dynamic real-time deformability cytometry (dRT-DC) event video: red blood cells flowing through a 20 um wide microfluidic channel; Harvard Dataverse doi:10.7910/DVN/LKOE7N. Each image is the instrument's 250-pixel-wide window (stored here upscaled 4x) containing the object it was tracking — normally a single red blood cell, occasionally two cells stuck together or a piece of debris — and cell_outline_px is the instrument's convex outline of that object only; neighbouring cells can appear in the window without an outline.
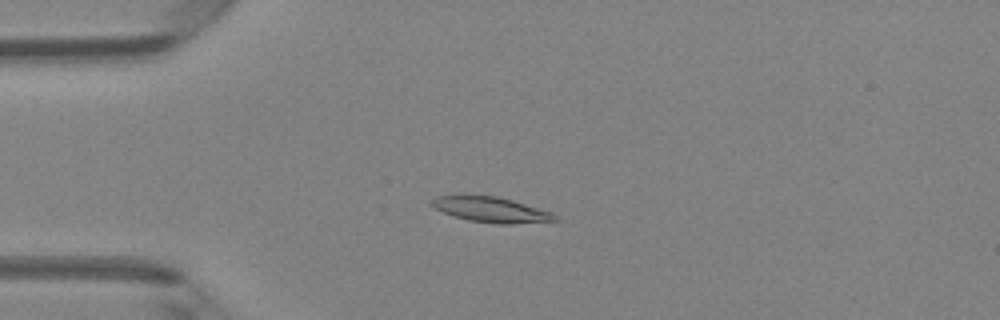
{"species": "Egyptian fruit bat (a non-hibernating species)", "species_latin": "Rousettus aegyptiacus", "temperature_condition": "room temperature", "stored_images_in_passage": 38, "camera_frame_rate_fps": 3000, "um_per_image_px": 0.085, "animal": {"sex": "female"}, "frame": {"image": 1, "passage_image": 2, "time_ms": 0.333, "image_size_px": [1000, 320], "cell_outline_px": [[560, 220], [512, 224], [496, 224], [468, 220], [452, 216], [436, 208], [432, 204], [432, 200], [436, 196], [460, 192], [468, 192], [496, 196], [512, 200], [552, 212]], "centroid_in_image_um": [41.67, 17.77], "position_along_channel_um": 43.3, "area_um2": 18.84}}
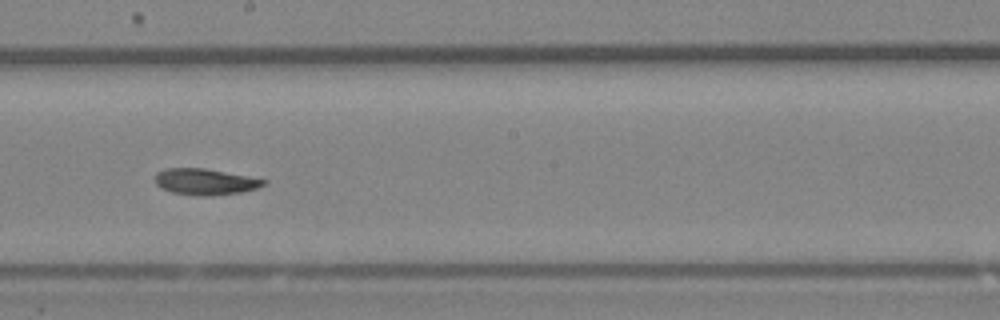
{"frame": {"image": 2, "passage_image": 17, "time_ms": 5.333, "image_size_px": [1000, 320], "cell_outline_px": [[268, 180], [264, 184], [256, 188], [240, 192], [212, 196], [204, 196], [172, 192], [160, 188], [156, 184], [156, 172], [164, 168], [204, 168], [248, 176]], "centroid_in_image_um": [17.41, 15.44], "position_along_channel_um": 230.8, "area_um2": 16.47}}
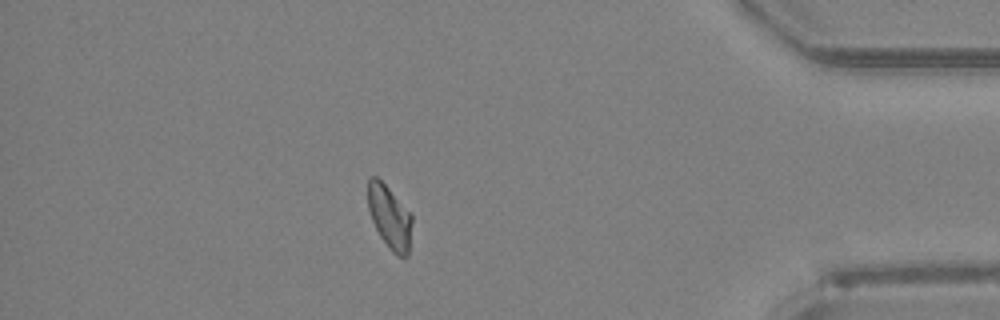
{"frame": {"image": 3, "passage_image": 32, "time_ms": 10.333, "image_size_px": [1000, 320], "cell_outline_px": [[412, 220], [408, 256], [404, 260], [396, 256], [392, 252], [380, 236], [372, 220], [368, 208], [368, 180], [372, 176], [376, 176], [388, 188], [412, 216]], "centroid_in_image_um": [33.12, 18.51], "position_along_channel_um": 402.1, "area_um2": 16.07}}